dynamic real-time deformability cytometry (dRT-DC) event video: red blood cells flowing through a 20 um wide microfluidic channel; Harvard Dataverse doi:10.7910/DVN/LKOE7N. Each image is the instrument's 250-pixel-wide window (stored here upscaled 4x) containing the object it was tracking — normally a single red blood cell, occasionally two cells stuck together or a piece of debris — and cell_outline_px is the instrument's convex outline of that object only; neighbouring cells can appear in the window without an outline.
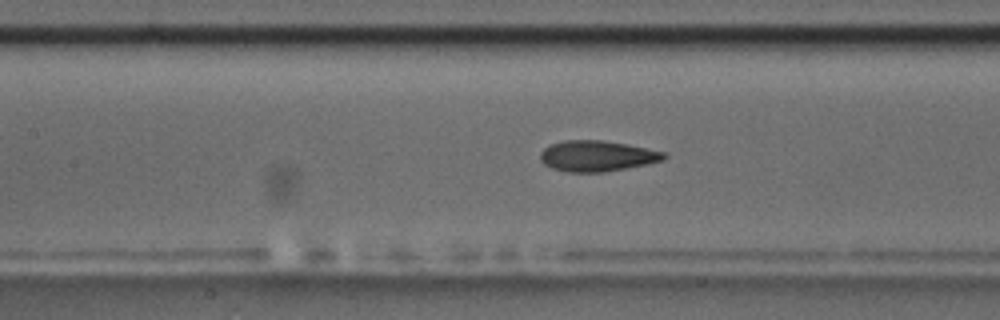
{"species": "common noctule bat (a hibernating species)", "species_latin": "Nyctalus noctula", "temperature_condition": "room temperature", "stored_images_in_passage": 55, "camera_frame_rate_fps": 3000, "um_per_image_px": 0.085, "animal": {"sex": "male", "body_mass_g": 17.5, "forearm_length_mm": 52.3}, "frame": {"image": 1, "passage_image": 24, "time_ms": 7.667, "image_size_px": [1000, 320], "cell_outline_px": [[668, 156], [664, 160], [648, 164], [604, 172], [568, 172], [552, 168], [544, 164], [540, 160], [540, 152], [548, 144], [564, 140], [604, 140], [628, 144], [668, 152]], "centroid_in_image_um": [50.77, 13.25], "position_along_channel_um": 156.6, "area_um2": 22.54}}
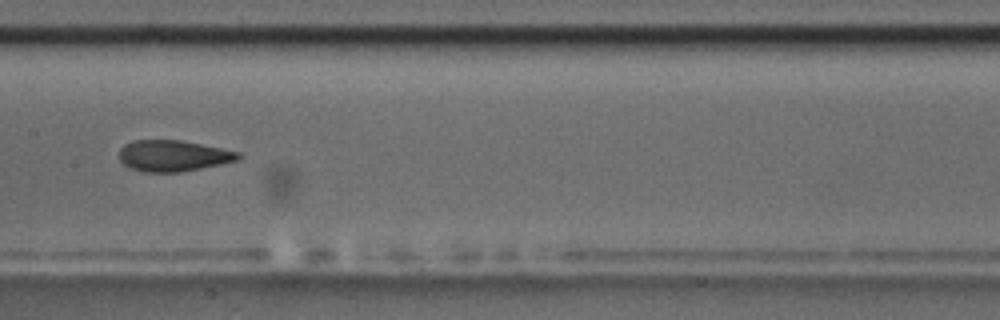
{"frame": {"image": 2, "passage_image": 27, "time_ms": 8.667, "image_size_px": [1000, 320], "cell_outline_px": [[240, 156], [236, 160], [220, 164], [180, 172], [144, 172], [128, 168], [120, 160], [120, 148], [124, 144], [132, 140], [180, 140], [240, 152]], "centroid_in_image_um": [14.66, 13.24], "position_along_channel_um": 192.7, "area_um2": 21.44}}
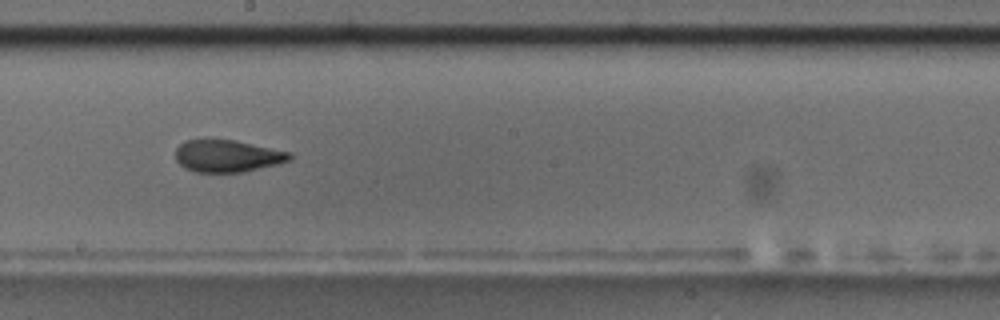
{"frame": {"image": 3, "passage_image": 30, "time_ms": 9.667, "image_size_px": [1000, 320], "cell_outline_px": [[292, 160], [244, 172], [196, 172], [184, 168], [176, 160], [176, 148], [184, 140], [236, 140], [292, 152]], "centroid_in_image_um": [19.35, 13.26], "position_along_channel_um": 228.9, "area_um2": 21.44}, "authors_computed_cell_mechanics": {"area_um2": 22.0218, "velocity_mm_per_s": 3.6447, "shape_relaxation_time_tau1_ms": 5.69, "shape_relaxation_time_tau2_ms": 1.1835, "deformation_change_tau1": 0.1664, "deformation_change_tau2": 0.0656}}